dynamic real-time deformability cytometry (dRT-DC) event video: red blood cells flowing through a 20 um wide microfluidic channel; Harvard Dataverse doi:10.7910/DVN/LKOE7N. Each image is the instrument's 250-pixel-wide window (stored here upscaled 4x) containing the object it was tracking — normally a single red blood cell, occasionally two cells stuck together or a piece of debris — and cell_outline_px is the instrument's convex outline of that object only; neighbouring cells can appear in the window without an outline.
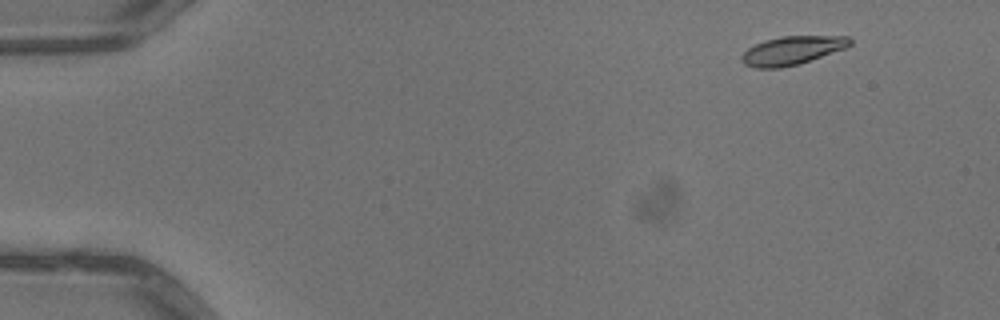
{"species": "common noctule bat (a hibernating species)", "species_latin": "Nyctalus noctula", "temperature_condition": "warm", "stored_images_in_passage": 5, "camera_frame_rate_fps": 3000, "um_per_image_px": 0.085, "animal": {"sex": "male", "body_mass_g": 13.3}, "frame": {"image": 1, "passage_image": 2, "time_ms": 0.333, "image_size_px": [1000, 320], "cell_outline_px": [[852, 44], [844, 48], [800, 64], [780, 68], [756, 68], [744, 64], [740, 60], [740, 56], [748, 48], [764, 40], [780, 36], [848, 36], [852, 40]], "centroid_in_image_um": [67.3, 4.29], "position_along_channel_um": 17.7, "area_um2": 18.03}}
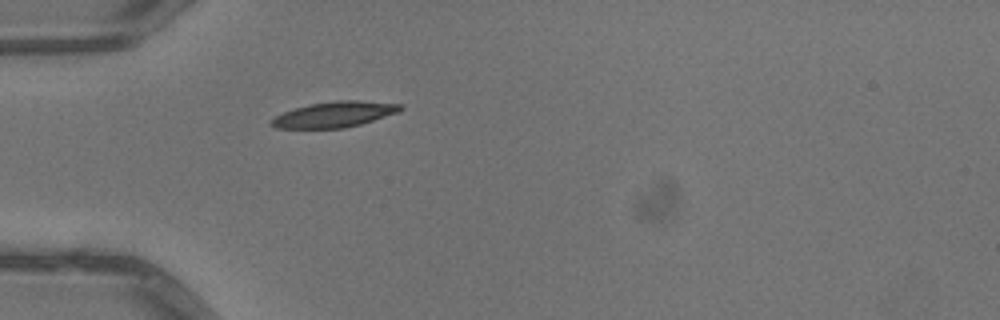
{"frame": {"image": 2, "passage_image": 5, "time_ms": 1.333, "image_size_px": [1000, 320], "cell_outline_px": [[404, 108], [400, 112], [360, 124], [344, 128], [276, 128], [268, 124], [268, 120], [284, 112], [308, 104], [336, 100], [360, 100], [404, 104]], "centroid_in_image_um": [28.45, 9.72], "position_along_channel_um": 56.6, "area_um2": 19.48}}